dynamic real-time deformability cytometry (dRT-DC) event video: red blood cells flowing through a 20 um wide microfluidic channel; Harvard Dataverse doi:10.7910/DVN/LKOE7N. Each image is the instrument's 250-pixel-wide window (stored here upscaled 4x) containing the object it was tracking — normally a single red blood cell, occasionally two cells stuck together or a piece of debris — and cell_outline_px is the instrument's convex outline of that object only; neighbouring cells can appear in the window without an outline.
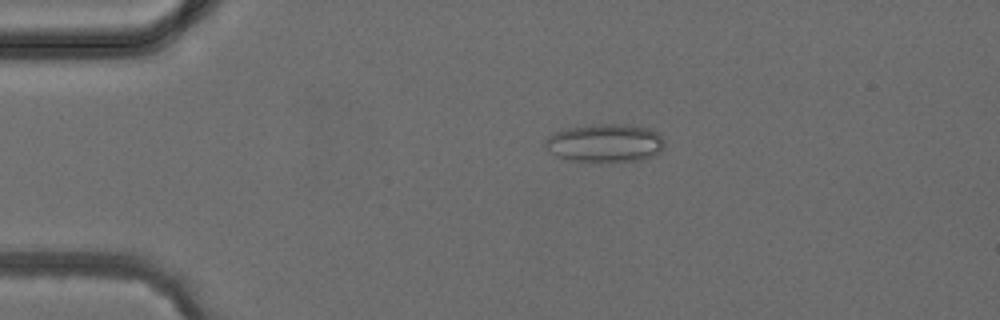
{"species": "common noctule bat (a hibernating species)", "species_latin": "Nyctalus noctula", "temperature_condition": "cold", "stored_images_in_passage": 4, "camera_frame_rate_fps": 3000, "um_per_image_px": 0.085, "animal": {"sex": "female", "body_mass_g": 24.6, "forearm_length_mm": 56.2}, "frame": {"image": 1, "passage_image": 3, "time_ms": 2.333, "image_size_px": [1000, 320], "cell_outline_px": [[664, 144], [660, 152], [652, 156], [640, 160], [568, 160], [556, 156], [548, 152], [544, 148], [544, 140], [548, 136], [556, 132], [568, 128], [596, 124], [624, 124], [652, 128], [664, 140]], "centroid_in_image_um": [51.4, 12.13], "position_along_channel_um": 33.6, "area_um2": 26.36}}